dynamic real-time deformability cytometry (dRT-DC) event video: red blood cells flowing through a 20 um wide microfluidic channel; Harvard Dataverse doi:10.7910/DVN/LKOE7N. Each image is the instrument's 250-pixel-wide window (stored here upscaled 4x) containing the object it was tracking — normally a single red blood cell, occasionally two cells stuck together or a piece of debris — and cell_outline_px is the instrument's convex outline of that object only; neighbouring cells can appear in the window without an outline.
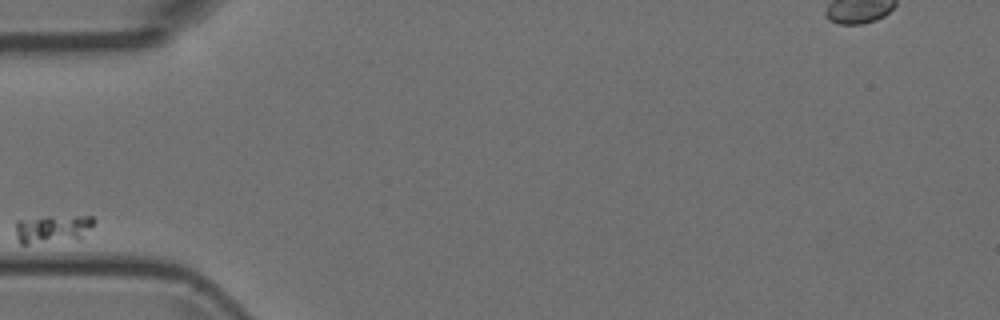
{"species": "Egyptian fruit bat (a non-hibernating species)", "species_latin": "Rousettus aegyptiacus", "temperature_condition": "room temperature", "stored_images_in_passage": 2, "camera_frame_rate_fps": 3000, "um_per_image_px": 0.085, "animal": {"sex": "female"}, "frame": {"image": 1, "passage_image": 1, "time_ms": 0.0, "image_size_px": [1000, 320], "cell_outline_px": [[96, 220], [92, 228], [80, 240], [28, 244], [20, 244], [16, 240], [16, 220], [48, 216], [92, 216]], "centroid_in_image_um": [4.5, 19.47], "position_along_channel_um": 80.5, "area_um2": 13.41}}
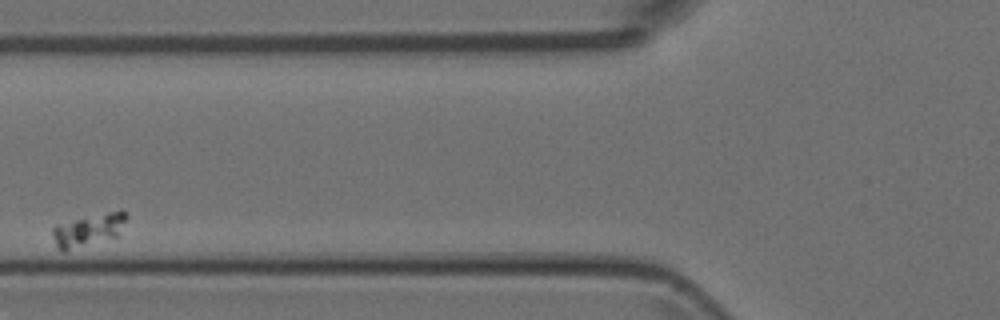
{"frame": {"image": 2, "passage_image": 2, "time_ms": 0.333, "image_size_px": [1000, 320], "cell_outline_px": [[128, 216], [116, 236], [64, 252], [56, 244], [52, 236], [52, 228], [56, 224], [120, 208]], "centroid_in_image_um": [7.51, 19.51], "position_along_channel_um": 118.3, "area_um2": 13.87}}